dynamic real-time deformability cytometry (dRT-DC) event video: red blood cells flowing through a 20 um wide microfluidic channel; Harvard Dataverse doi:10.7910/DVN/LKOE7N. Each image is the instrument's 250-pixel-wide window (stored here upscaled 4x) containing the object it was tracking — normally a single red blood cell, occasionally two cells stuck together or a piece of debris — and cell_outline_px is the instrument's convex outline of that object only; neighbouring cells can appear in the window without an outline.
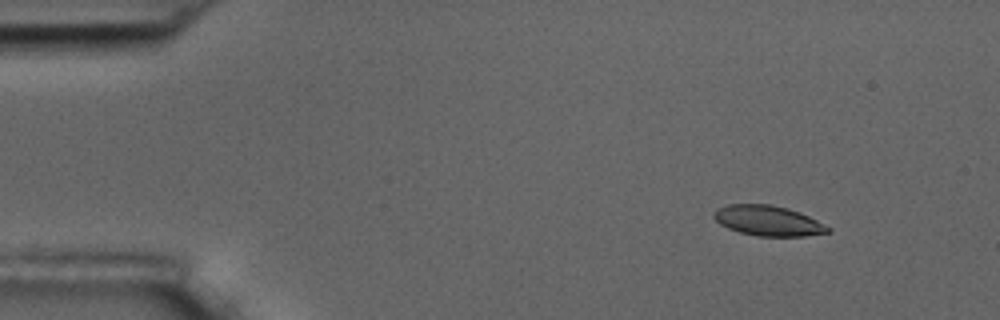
{"species": "common noctule bat (a hibernating species)", "species_latin": "Nyctalus noctula", "temperature_condition": "room temperature", "stored_images_in_passage": 5, "camera_frame_rate_fps": 3000, "um_per_image_px": 0.085, "animal": {"sex": "male", "body_mass_g": 17.5, "forearm_length_mm": 52.3}, "frame": {"image": 1, "passage_image": 2, "time_ms": 1.333, "image_size_px": [1000, 320], "cell_outline_px": [[832, 232], [804, 236], [756, 236], [740, 232], [728, 228], [720, 224], [712, 216], [712, 212], [716, 208], [728, 204], [772, 204], [788, 208], [800, 212], [832, 228]], "centroid_in_image_um": [65.28, 18.75], "position_along_channel_um": 19.7, "area_um2": 20.29}}